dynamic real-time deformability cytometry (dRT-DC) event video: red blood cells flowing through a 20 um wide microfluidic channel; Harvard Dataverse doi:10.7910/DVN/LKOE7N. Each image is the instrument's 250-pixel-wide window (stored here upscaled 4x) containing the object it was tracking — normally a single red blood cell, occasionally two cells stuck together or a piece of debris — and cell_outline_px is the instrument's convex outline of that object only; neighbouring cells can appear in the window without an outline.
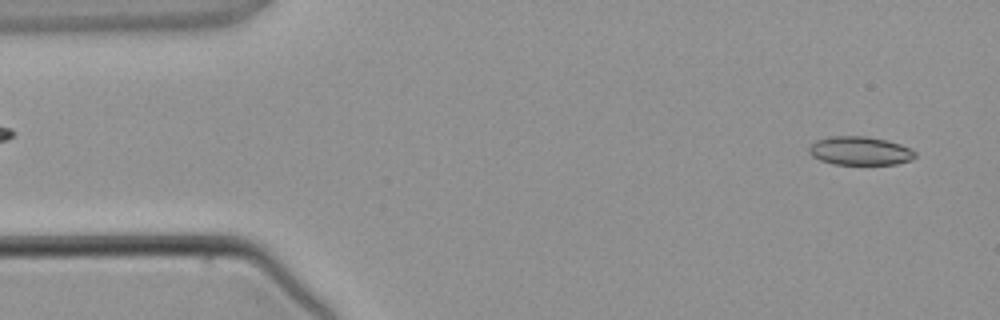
{"species": "common noctule bat (a hibernating species)", "species_latin": "Nyctalus noctula", "temperature_condition": "warm", "stored_images_in_passage": 4, "segment_of_instrument_passage": [2, 2], "camera_frame_rate_fps": 3000, "um_per_image_px": 0.085, "animal": {"sex": "male", "body_mass_g": 21.5, "forearm_length_mm": 52.0}, "frame": {"image": 1, "passage_image": 4, "time_ms": 3.667, "image_size_px": [1000, 320], "cell_outline_px": [[916, 156], [908, 160], [896, 164], [832, 164], [820, 160], [812, 156], [808, 152], [808, 148], [816, 140], [832, 136], [868, 136], [900, 144], [916, 152]], "centroid_in_image_um": [73.05, 12.82], "position_along_channel_um": 11.9, "area_um2": 17.51}}